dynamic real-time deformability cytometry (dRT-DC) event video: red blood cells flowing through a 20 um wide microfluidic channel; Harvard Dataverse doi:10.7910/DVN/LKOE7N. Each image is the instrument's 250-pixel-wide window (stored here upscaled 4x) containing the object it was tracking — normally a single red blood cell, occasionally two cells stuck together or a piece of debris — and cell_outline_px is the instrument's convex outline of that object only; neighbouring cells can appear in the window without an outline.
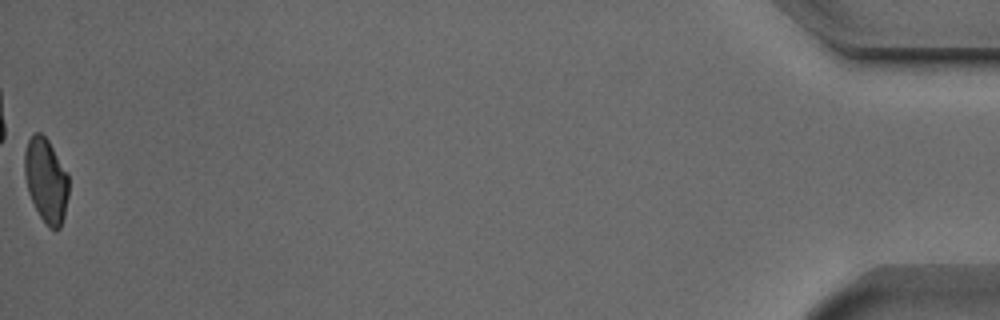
{"species": "Egyptian fruit bat (a non-hibernating species)", "species_latin": "Rousettus aegyptiacus", "temperature_condition": "cold", "stored_images_in_passage": 54, "camera_frame_rate_fps": 3000, "um_per_image_px": 0.085, "animal": {"sex": "male"}, "frame": {"image": 1, "passage_image": 54, "time_ms": 17.667, "image_size_px": [1000, 320], "cell_outline_px": [[68, 196], [64, 216], [60, 228], [56, 232], [48, 228], [40, 216], [28, 192], [24, 176], [24, 152], [28, 140], [36, 132], [40, 132], [48, 140], [68, 172]], "centroid_in_image_um": [3.92, 15.35], "position_along_channel_um": 431.3, "area_um2": 21.85}, "authors_computed_cell_mechanics": {"area_um2": 23.1778, "velocity_mm_per_s": 3.7408, "shape_relaxation_time_tau1_ms": 2.9621, "shape_relaxation_time_tau2_ms": 2.5622, "deformation_change_tau1": 0.1137, "deformation_change_tau2": 0.0964}}